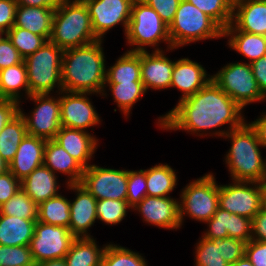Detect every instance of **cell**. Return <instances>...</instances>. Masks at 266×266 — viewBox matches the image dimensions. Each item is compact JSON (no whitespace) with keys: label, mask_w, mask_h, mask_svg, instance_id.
<instances>
[{"label":"cell","mask_w":266,"mask_h":266,"mask_svg":"<svg viewBox=\"0 0 266 266\" xmlns=\"http://www.w3.org/2000/svg\"><path fill=\"white\" fill-rule=\"evenodd\" d=\"M242 108L211 79L194 95L182 100L165 116L159 118L160 128L197 132L211 130L229 124V130L215 131V135L225 136L244 122Z\"/></svg>","instance_id":"1"},{"label":"cell","mask_w":266,"mask_h":266,"mask_svg":"<svg viewBox=\"0 0 266 266\" xmlns=\"http://www.w3.org/2000/svg\"><path fill=\"white\" fill-rule=\"evenodd\" d=\"M101 44L102 40L99 39L64 50L61 65L62 90L104 95L107 70Z\"/></svg>","instance_id":"2"},{"label":"cell","mask_w":266,"mask_h":266,"mask_svg":"<svg viewBox=\"0 0 266 266\" xmlns=\"http://www.w3.org/2000/svg\"><path fill=\"white\" fill-rule=\"evenodd\" d=\"M224 137L231 138L226 163L233 181L258 182L266 178V160L262 159L259 139L255 130L244 122Z\"/></svg>","instance_id":"3"},{"label":"cell","mask_w":266,"mask_h":266,"mask_svg":"<svg viewBox=\"0 0 266 266\" xmlns=\"http://www.w3.org/2000/svg\"><path fill=\"white\" fill-rule=\"evenodd\" d=\"M99 40L93 31L87 5L83 0H63L53 14L49 41L62 50Z\"/></svg>","instance_id":"4"},{"label":"cell","mask_w":266,"mask_h":266,"mask_svg":"<svg viewBox=\"0 0 266 266\" xmlns=\"http://www.w3.org/2000/svg\"><path fill=\"white\" fill-rule=\"evenodd\" d=\"M168 33L172 49L199 40L223 37V29L187 0L180 1Z\"/></svg>","instance_id":"5"},{"label":"cell","mask_w":266,"mask_h":266,"mask_svg":"<svg viewBox=\"0 0 266 266\" xmlns=\"http://www.w3.org/2000/svg\"><path fill=\"white\" fill-rule=\"evenodd\" d=\"M64 50L51 41L24 58L29 84V96L50 93L56 85L62 91L61 65Z\"/></svg>","instance_id":"6"},{"label":"cell","mask_w":266,"mask_h":266,"mask_svg":"<svg viewBox=\"0 0 266 266\" xmlns=\"http://www.w3.org/2000/svg\"><path fill=\"white\" fill-rule=\"evenodd\" d=\"M125 36L130 45L137 46L129 50L130 52L146 51L145 46H157L162 40L168 42V48L172 49L168 26L158 13L142 0L133 1Z\"/></svg>","instance_id":"7"},{"label":"cell","mask_w":266,"mask_h":266,"mask_svg":"<svg viewBox=\"0 0 266 266\" xmlns=\"http://www.w3.org/2000/svg\"><path fill=\"white\" fill-rule=\"evenodd\" d=\"M215 180L208 173L183 189L179 203L181 225L184 214L204 223L213 217L219 208V185Z\"/></svg>","instance_id":"8"},{"label":"cell","mask_w":266,"mask_h":266,"mask_svg":"<svg viewBox=\"0 0 266 266\" xmlns=\"http://www.w3.org/2000/svg\"><path fill=\"white\" fill-rule=\"evenodd\" d=\"M212 79L242 109L247 104L266 99L258 87L250 63H229Z\"/></svg>","instance_id":"9"},{"label":"cell","mask_w":266,"mask_h":266,"mask_svg":"<svg viewBox=\"0 0 266 266\" xmlns=\"http://www.w3.org/2000/svg\"><path fill=\"white\" fill-rule=\"evenodd\" d=\"M75 238L67 227L37 221L29 247L38 264L47 260L65 258Z\"/></svg>","instance_id":"10"},{"label":"cell","mask_w":266,"mask_h":266,"mask_svg":"<svg viewBox=\"0 0 266 266\" xmlns=\"http://www.w3.org/2000/svg\"><path fill=\"white\" fill-rule=\"evenodd\" d=\"M128 170L91 165L84 169L80 184L96 200H126Z\"/></svg>","instance_id":"11"},{"label":"cell","mask_w":266,"mask_h":266,"mask_svg":"<svg viewBox=\"0 0 266 266\" xmlns=\"http://www.w3.org/2000/svg\"><path fill=\"white\" fill-rule=\"evenodd\" d=\"M28 98L34 100L37 105L28 117L19 109L26 124L27 134L45 140L55 139L57 132L61 129L60 97L55 99L46 93L32 94Z\"/></svg>","instance_id":"12"},{"label":"cell","mask_w":266,"mask_h":266,"mask_svg":"<svg viewBox=\"0 0 266 266\" xmlns=\"http://www.w3.org/2000/svg\"><path fill=\"white\" fill-rule=\"evenodd\" d=\"M219 185V208L231 214L253 219L261 210V190L258 182L233 181ZM251 184L252 186H250ZM249 186V187H248Z\"/></svg>","instance_id":"13"},{"label":"cell","mask_w":266,"mask_h":266,"mask_svg":"<svg viewBox=\"0 0 266 266\" xmlns=\"http://www.w3.org/2000/svg\"><path fill=\"white\" fill-rule=\"evenodd\" d=\"M88 7L95 36L103 40L104 34L122 23L125 34L131 18L134 0H83Z\"/></svg>","instance_id":"14"},{"label":"cell","mask_w":266,"mask_h":266,"mask_svg":"<svg viewBox=\"0 0 266 266\" xmlns=\"http://www.w3.org/2000/svg\"><path fill=\"white\" fill-rule=\"evenodd\" d=\"M60 96L61 126L85 130L100 122L99 115L86 95L89 92H69L62 90ZM65 93V95H64Z\"/></svg>","instance_id":"15"},{"label":"cell","mask_w":266,"mask_h":266,"mask_svg":"<svg viewBox=\"0 0 266 266\" xmlns=\"http://www.w3.org/2000/svg\"><path fill=\"white\" fill-rule=\"evenodd\" d=\"M223 31L266 36V0H233L232 21Z\"/></svg>","instance_id":"16"},{"label":"cell","mask_w":266,"mask_h":266,"mask_svg":"<svg viewBox=\"0 0 266 266\" xmlns=\"http://www.w3.org/2000/svg\"><path fill=\"white\" fill-rule=\"evenodd\" d=\"M206 223L209 224V230L202 237L208 240L231 237L248 243L252 238V219L231 214L221 208Z\"/></svg>","instance_id":"17"},{"label":"cell","mask_w":266,"mask_h":266,"mask_svg":"<svg viewBox=\"0 0 266 266\" xmlns=\"http://www.w3.org/2000/svg\"><path fill=\"white\" fill-rule=\"evenodd\" d=\"M144 221L166 229L181 226L179 202L171 197L146 196L135 207Z\"/></svg>","instance_id":"18"},{"label":"cell","mask_w":266,"mask_h":266,"mask_svg":"<svg viewBox=\"0 0 266 266\" xmlns=\"http://www.w3.org/2000/svg\"><path fill=\"white\" fill-rule=\"evenodd\" d=\"M75 190L76 198L70 202L69 230L76 238L91 237L87 230L97 219V200L80 184H68Z\"/></svg>","instance_id":"19"},{"label":"cell","mask_w":266,"mask_h":266,"mask_svg":"<svg viewBox=\"0 0 266 266\" xmlns=\"http://www.w3.org/2000/svg\"><path fill=\"white\" fill-rule=\"evenodd\" d=\"M173 68L174 61L165 57L162 50L155 48L152 54L141 51V81L146 91L169 88Z\"/></svg>","instance_id":"20"},{"label":"cell","mask_w":266,"mask_h":266,"mask_svg":"<svg viewBox=\"0 0 266 266\" xmlns=\"http://www.w3.org/2000/svg\"><path fill=\"white\" fill-rule=\"evenodd\" d=\"M47 140L26 134L18 146L8 170L21 182L36 168L43 165L44 147Z\"/></svg>","instance_id":"21"},{"label":"cell","mask_w":266,"mask_h":266,"mask_svg":"<svg viewBox=\"0 0 266 266\" xmlns=\"http://www.w3.org/2000/svg\"><path fill=\"white\" fill-rule=\"evenodd\" d=\"M208 76L202 65L182 58L174 62L170 87H177L183 92L180 98L182 100L202 89L212 79V76Z\"/></svg>","instance_id":"22"},{"label":"cell","mask_w":266,"mask_h":266,"mask_svg":"<svg viewBox=\"0 0 266 266\" xmlns=\"http://www.w3.org/2000/svg\"><path fill=\"white\" fill-rule=\"evenodd\" d=\"M69 155H71L84 169L90 165L88 161L93 157L98 140L87 131L61 126L54 139Z\"/></svg>","instance_id":"23"},{"label":"cell","mask_w":266,"mask_h":266,"mask_svg":"<svg viewBox=\"0 0 266 266\" xmlns=\"http://www.w3.org/2000/svg\"><path fill=\"white\" fill-rule=\"evenodd\" d=\"M43 165L54 174L56 171L68 174L67 184L81 182L84 168L54 139L47 140L45 144Z\"/></svg>","instance_id":"24"},{"label":"cell","mask_w":266,"mask_h":266,"mask_svg":"<svg viewBox=\"0 0 266 266\" xmlns=\"http://www.w3.org/2000/svg\"><path fill=\"white\" fill-rule=\"evenodd\" d=\"M56 174L42 165L21 181V189L37 204L58 194Z\"/></svg>","instance_id":"25"},{"label":"cell","mask_w":266,"mask_h":266,"mask_svg":"<svg viewBox=\"0 0 266 266\" xmlns=\"http://www.w3.org/2000/svg\"><path fill=\"white\" fill-rule=\"evenodd\" d=\"M54 10L45 7L17 5L15 27L43 36L47 41L51 35Z\"/></svg>","instance_id":"26"},{"label":"cell","mask_w":266,"mask_h":266,"mask_svg":"<svg viewBox=\"0 0 266 266\" xmlns=\"http://www.w3.org/2000/svg\"><path fill=\"white\" fill-rule=\"evenodd\" d=\"M36 222L0 214V245L29 246Z\"/></svg>","instance_id":"27"},{"label":"cell","mask_w":266,"mask_h":266,"mask_svg":"<svg viewBox=\"0 0 266 266\" xmlns=\"http://www.w3.org/2000/svg\"><path fill=\"white\" fill-rule=\"evenodd\" d=\"M105 247L98 248L92 237L75 238L65 256L67 266H101Z\"/></svg>","instance_id":"28"},{"label":"cell","mask_w":266,"mask_h":266,"mask_svg":"<svg viewBox=\"0 0 266 266\" xmlns=\"http://www.w3.org/2000/svg\"><path fill=\"white\" fill-rule=\"evenodd\" d=\"M23 88L26 95L29 96L27 69L24 61L0 70V99L19 102V92Z\"/></svg>","instance_id":"29"},{"label":"cell","mask_w":266,"mask_h":266,"mask_svg":"<svg viewBox=\"0 0 266 266\" xmlns=\"http://www.w3.org/2000/svg\"><path fill=\"white\" fill-rule=\"evenodd\" d=\"M229 38L233 50L250 59V64L266 55V36L243 31H223V37Z\"/></svg>","instance_id":"30"},{"label":"cell","mask_w":266,"mask_h":266,"mask_svg":"<svg viewBox=\"0 0 266 266\" xmlns=\"http://www.w3.org/2000/svg\"><path fill=\"white\" fill-rule=\"evenodd\" d=\"M141 81V51H127L106 71L105 83Z\"/></svg>","instance_id":"31"},{"label":"cell","mask_w":266,"mask_h":266,"mask_svg":"<svg viewBox=\"0 0 266 266\" xmlns=\"http://www.w3.org/2000/svg\"><path fill=\"white\" fill-rule=\"evenodd\" d=\"M147 196L170 197L168 194L177 185V176L168 164H158L145 170Z\"/></svg>","instance_id":"32"},{"label":"cell","mask_w":266,"mask_h":266,"mask_svg":"<svg viewBox=\"0 0 266 266\" xmlns=\"http://www.w3.org/2000/svg\"><path fill=\"white\" fill-rule=\"evenodd\" d=\"M27 134L24 118L19 113L0 132V157L9 165L19 144Z\"/></svg>","instance_id":"33"},{"label":"cell","mask_w":266,"mask_h":266,"mask_svg":"<svg viewBox=\"0 0 266 266\" xmlns=\"http://www.w3.org/2000/svg\"><path fill=\"white\" fill-rule=\"evenodd\" d=\"M70 200L57 195L38 205V222L69 228Z\"/></svg>","instance_id":"34"},{"label":"cell","mask_w":266,"mask_h":266,"mask_svg":"<svg viewBox=\"0 0 266 266\" xmlns=\"http://www.w3.org/2000/svg\"><path fill=\"white\" fill-rule=\"evenodd\" d=\"M112 95L124 115H128L132 106L142 98L146 92L142 81H131L126 83H108Z\"/></svg>","instance_id":"35"},{"label":"cell","mask_w":266,"mask_h":266,"mask_svg":"<svg viewBox=\"0 0 266 266\" xmlns=\"http://www.w3.org/2000/svg\"><path fill=\"white\" fill-rule=\"evenodd\" d=\"M0 214L20 219L37 220L38 205L20 189L12 198L0 206Z\"/></svg>","instance_id":"36"},{"label":"cell","mask_w":266,"mask_h":266,"mask_svg":"<svg viewBox=\"0 0 266 266\" xmlns=\"http://www.w3.org/2000/svg\"><path fill=\"white\" fill-rule=\"evenodd\" d=\"M212 18L223 30L232 21L233 0H187Z\"/></svg>","instance_id":"37"},{"label":"cell","mask_w":266,"mask_h":266,"mask_svg":"<svg viewBox=\"0 0 266 266\" xmlns=\"http://www.w3.org/2000/svg\"><path fill=\"white\" fill-rule=\"evenodd\" d=\"M6 35L23 58L35 53L47 41L43 36L15 26Z\"/></svg>","instance_id":"38"},{"label":"cell","mask_w":266,"mask_h":266,"mask_svg":"<svg viewBox=\"0 0 266 266\" xmlns=\"http://www.w3.org/2000/svg\"><path fill=\"white\" fill-rule=\"evenodd\" d=\"M103 266H147L145 259L136 252L114 244L106 245Z\"/></svg>","instance_id":"39"},{"label":"cell","mask_w":266,"mask_h":266,"mask_svg":"<svg viewBox=\"0 0 266 266\" xmlns=\"http://www.w3.org/2000/svg\"><path fill=\"white\" fill-rule=\"evenodd\" d=\"M196 266H229L222 257V239L203 238L196 248Z\"/></svg>","instance_id":"40"},{"label":"cell","mask_w":266,"mask_h":266,"mask_svg":"<svg viewBox=\"0 0 266 266\" xmlns=\"http://www.w3.org/2000/svg\"><path fill=\"white\" fill-rule=\"evenodd\" d=\"M131 208L126 200H97V219L106 224H118Z\"/></svg>","instance_id":"41"},{"label":"cell","mask_w":266,"mask_h":266,"mask_svg":"<svg viewBox=\"0 0 266 266\" xmlns=\"http://www.w3.org/2000/svg\"><path fill=\"white\" fill-rule=\"evenodd\" d=\"M0 266H36L29 246L0 245Z\"/></svg>","instance_id":"42"},{"label":"cell","mask_w":266,"mask_h":266,"mask_svg":"<svg viewBox=\"0 0 266 266\" xmlns=\"http://www.w3.org/2000/svg\"><path fill=\"white\" fill-rule=\"evenodd\" d=\"M127 187L126 201L132 209L147 196L145 170L128 171Z\"/></svg>","instance_id":"43"},{"label":"cell","mask_w":266,"mask_h":266,"mask_svg":"<svg viewBox=\"0 0 266 266\" xmlns=\"http://www.w3.org/2000/svg\"><path fill=\"white\" fill-rule=\"evenodd\" d=\"M148 6L152 7L162 21L169 27L173 22L175 13L181 0H142Z\"/></svg>","instance_id":"44"},{"label":"cell","mask_w":266,"mask_h":266,"mask_svg":"<svg viewBox=\"0 0 266 266\" xmlns=\"http://www.w3.org/2000/svg\"><path fill=\"white\" fill-rule=\"evenodd\" d=\"M5 36V38L2 37L0 40V70L24 61V58L13 46L11 40L7 37V35Z\"/></svg>","instance_id":"45"},{"label":"cell","mask_w":266,"mask_h":266,"mask_svg":"<svg viewBox=\"0 0 266 266\" xmlns=\"http://www.w3.org/2000/svg\"><path fill=\"white\" fill-rule=\"evenodd\" d=\"M246 243L231 237L222 239V257L228 263L232 264L245 256Z\"/></svg>","instance_id":"46"},{"label":"cell","mask_w":266,"mask_h":266,"mask_svg":"<svg viewBox=\"0 0 266 266\" xmlns=\"http://www.w3.org/2000/svg\"><path fill=\"white\" fill-rule=\"evenodd\" d=\"M21 189V182L7 170L0 174V206L6 203Z\"/></svg>","instance_id":"47"},{"label":"cell","mask_w":266,"mask_h":266,"mask_svg":"<svg viewBox=\"0 0 266 266\" xmlns=\"http://www.w3.org/2000/svg\"><path fill=\"white\" fill-rule=\"evenodd\" d=\"M16 9V0H0V30L5 34L14 26Z\"/></svg>","instance_id":"48"},{"label":"cell","mask_w":266,"mask_h":266,"mask_svg":"<svg viewBox=\"0 0 266 266\" xmlns=\"http://www.w3.org/2000/svg\"><path fill=\"white\" fill-rule=\"evenodd\" d=\"M245 256L253 266H266V242L250 240L246 243Z\"/></svg>","instance_id":"49"},{"label":"cell","mask_w":266,"mask_h":266,"mask_svg":"<svg viewBox=\"0 0 266 266\" xmlns=\"http://www.w3.org/2000/svg\"><path fill=\"white\" fill-rule=\"evenodd\" d=\"M19 103L14 100L0 99V132L19 114Z\"/></svg>","instance_id":"50"},{"label":"cell","mask_w":266,"mask_h":266,"mask_svg":"<svg viewBox=\"0 0 266 266\" xmlns=\"http://www.w3.org/2000/svg\"><path fill=\"white\" fill-rule=\"evenodd\" d=\"M251 240L266 242V210L261 209L252 219Z\"/></svg>","instance_id":"51"},{"label":"cell","mask_w":266,"mask_h":266,"mask_svg":"<svg viewBox=\"0 0 266 266\" xmlns=\"http://www.w3.org/2000/svg\"><path fill=\"white\" fill-rule=\"evenodd\" d=\"M251 67L258 87L266 97V55L253 61Z\"/></svg>","instance_id":"52"},{"label":"cell","mask_w":266,"mask_h":266,"mask_svg":"<svg viewBox=\"0 0 266 266\" xmlns=\"http://www.w3.org/2000/svg\"><path fill=\"white\" fill-rule=\"evenodd\" d=\"M63 0H16L17 5L29 7H45L56 11Z\"/></svg>","instance_id":"53"},{"label":"cell","mask_w":266,"mask_h":266,"mask_svg":"<svg viewBox=\"0 0 266 266\" xmlns=\"http://www.w3.org/2000/svg\"><path fill=\"white\" fill-rule=\"evenodd\" d=\"M249 124L255 130L261 146L266 147V114Z\"/></svg>","instance_id":"54"},{"label":"cell","mask_w":266,"mask_h":266,"mask_svg":"<svg viewBox=\"0 0 266 266\" xmlns=\"http://www.w3.org/2000/svg\"><path fill=\"white\" fill-rule=\"evenodd\" d=\"M36 266H67L65 262V258H59V259H52L40 262L36 264Z\"/></svg>","instance_id":"55"},{"label":"cell","mask_w":266,"mask_h":266,"mask_svg":"<svg viewBox=\"0 0 266 266\" xmlns=\"http://www.w3.org/2000/svg\"><path fill=\"white\" fill-rule=\"evenodd\" d=\"M259 185L261 190V209L266 210V178Z\"/></svg>","instance_id":"56"},{"label":"cell","mask_w":266,"mask_h":266,"mask_svg":"<svg viewBox=\"0 0 266 266\" xmlns=\"http://www.w3.org/2000/svg\"><path fill=\"white\" fill-rule=\"evenodd\" d=\"M229 266H253L246 256L238 259L236 262L229 264Z\"/></svg>","instance_id":"57"},{"label":"cell","mask_w":266,"mask_h":266,"mask_svg":"<svg viewBox=\"0 0 266 266\" xmlns=\"http://www.w3.org/2000/svg\"><path fill=\"white\" fill-rule=\"evenodd\" d=\"M8 170V164L0 157V174Z\"/></svg>","instance_id":"58"},{"label":"cell","mask_w":266,"mask_h":266,"mask_svg":"<svg viewBox=\"0 0 266 266\" xmlns=\"http://www.w3.org/2000/svg\"><path fill=\"white\" fill-rule=\"evenodd\" d=\"M3 35H6V34L2 30H0V40H1Z\"/></svg>","instance_id":"59"}]
</instances>
